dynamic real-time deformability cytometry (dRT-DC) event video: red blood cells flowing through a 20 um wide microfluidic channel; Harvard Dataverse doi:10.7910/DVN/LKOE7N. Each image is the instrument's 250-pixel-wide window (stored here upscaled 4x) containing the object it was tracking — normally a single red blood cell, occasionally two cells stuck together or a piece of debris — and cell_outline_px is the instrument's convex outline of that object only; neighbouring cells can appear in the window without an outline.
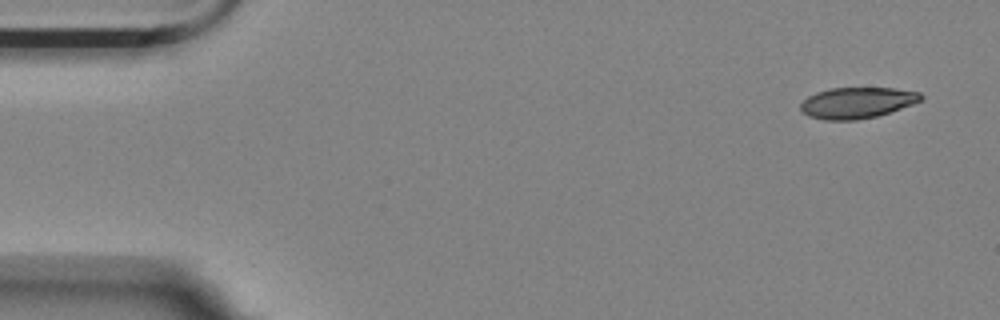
{"species": "Egyptian fruit bat (a non-hibernating species)", "species_latin": "Rousettus aegyptiacus", "temperature_condition": "room temperature", "stored_images_in_passage": 3, "camera_frame_rate_fps": 3000, "um_per_image_px": 0.085, "animal": {"sex": "female"}, "frame": {"image": 1, "passage_image": 1, "time_ms": 0.0, "image_size_px": [1000, 320], "cell_outline_px": [[924, 100], [876, 116], [856, 120], [824, 120], [808, 116], [800, 108], [800, 104], [808, 96], [816, 92], [828, 88], [892, 88], [920, 92], [924, 96]], "centroid_in_image_um": [72.84, 8.73], "position_along_channel_um": 12.2, "area_um2": 21.73}}